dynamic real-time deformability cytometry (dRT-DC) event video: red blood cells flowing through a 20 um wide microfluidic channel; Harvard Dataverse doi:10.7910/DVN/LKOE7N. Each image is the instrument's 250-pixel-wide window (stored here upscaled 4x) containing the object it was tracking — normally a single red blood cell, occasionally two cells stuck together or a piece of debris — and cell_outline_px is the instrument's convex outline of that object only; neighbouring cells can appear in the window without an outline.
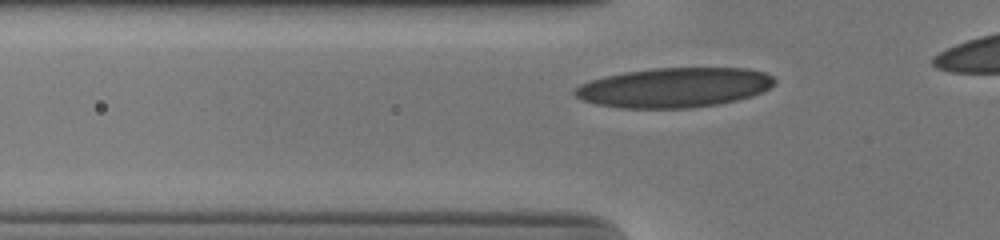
{"species": "human", "species_latin": "Homo sapiens", "temperature_condition": "cold", "stored_images_in_passage": 30, "camera_frame_rate_fps": 3000, "um_per_image_px": 0.085, "donor": {"sex": "male"}, "frame": {"image": 1, "passage_image": 5, "time_ms": 1.333, "image_size_px": [1000, 240], "cell_outline_px": [[776, 84], [764, 92], [752, 96], [736, 100], [716, 104], [692, 108], [620, 108], [596, 104], [584, 100], [576, 96], [572, 92], [580, 84], [604, 76], [624, 72], [656, 68], [748, 68], [764, 72], [772, 76], [776, 80]], "centroid_in_image_um": [57.35, 7.44], "position_along_channel_um": 68.5, "area_um2": 46.36}}
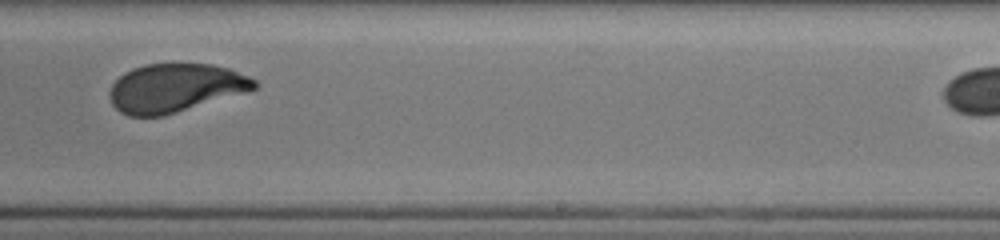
{"frame": {"image": 2, "passage_image": 21, "time_ms": 6.667, "image_size_px": [1000, 240], "cell_outline_px": [[260, 84], [256, 88], [248, 92], [164, 116], [128, 116], [120, 112], [112, 104], [108, 96], [108, 92], [112, 84], [124, 72], [132, 68], [144, 64], [212, 64], [228, 68], [248, 76], [256, 80]], "centroid_in_image_um": [14.89, 7.48], "position_along_channel_um": 274.1, "area_um2": 41.27}}
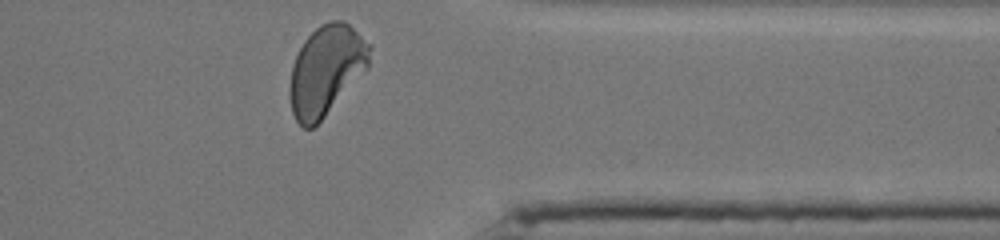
{"frame": {"image": 3, "passage_image": 30, "time_ms": 9.667, "image_size_px": [1000, 240], "cell_outline_px": [[372, 48], [368, 68], [324, 116], [312, 128], [304, 128], [296, 120], [292, 112], [288, 96], [288, 88], [292, 64], [304, 40], [320, 24], [332, 20], [344, 20], [372, 44]], "centroid_in_image_um": [27.72, 5.94], "position_along_channel_um": 383.7, "area_um2": 41.91}, "authors_computed_cell_mechanics": {"area_um2": 42.7142, "velocity_mm_per_s": 3.8872, "shape_relaxation_time_tau1_ms": 3.8498, "shape_relaxation_time_tau2_ms": null, "deformation_change_tau1": 0.1911, "deformation_change_tau2": null}}